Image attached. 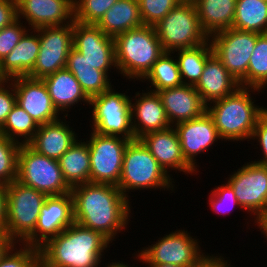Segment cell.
Here are the masks:
<instances>
[{
    "mask_svg": "<svg viewBox=\"0 0 267 267\" xmlns=\"http://www.w3.org/2000/svg\"><path fill=\"white\" fill-rule=\"evenodd\" d=\"M16 105V92L10 80L0 83V128L7 120L8 114Z\"/></svg>",
    "mask_w": 267,
    "mask_h": 267,
    "instance_id": "42",
    "label": "cell"
},
{
    "mask_svg": "<svg viewBox=\"0 0 267 267\" xmlns=\"http://www.w3.org/2000/svg\"><path fill=\"white\" fill-rule=\"evenodd\" d=\"M173 183L175 184L174 178L164 171L140 139L129 141L124 152L122 173L118 183L119 189L127 199L131 197L130 191L141 189H167L174 192Z\"/></svg>",
    "mask_w": 267,
    "mask_h": 267,
    "instance_id": "5",
    "label": "cell"
},
{
    "mask_svg": "<svg viewBox=\"0 0 267 267\" xmlns=\"http://www.w3.org/2000/svg\"><path fill=\"white\" fill-rule=\"evenodd\" d=\"M128 92L115 91L114 87L90 99L91 130L110 136L134 140L132 128L131 98Z\"/></svg>",
    "mask_w": 267,
    "mask_h": 267,
    "instance_id": "10",
    "label": "cell"
},
{
    "mask_svg": "<svg viewBox=\"0 0 267 267\" xmlns=\"http://www.w3.org/2000/svg\"><path fill=\"white\" fill-rule=\"evenodd\" d=\"M112 262L111 263H108L107 265L105 264V267H133L131 266L130 264L128 263H125L123 261H116V260H111ZM130 265V266H129Z\"/></svg>",
    "mask_w": 267,
    "mask_h": 267,
    "instance_id": "49",
    "label": "cell"
},
{
    "mask_svg": "<svg viewBox=\"0 0 267 267\" xmlns=\"http://www.w3.org/2000/svg\"><path fill=\"white\" fill-rule=\"evenodd\" d=\"M39 47V32L36 29H29L1 61L3 75L8 80L18 76H28L34 68Z\"/></svg>",
    "mask_w": 267,
    "mask_h": 267,
    "instance_id": "26",
    "label": "cell"
},
{
    "mask_svg": "<svg viewBox=\"0 0 267 267\" xmlns=\"http://www.w3.org/2000/svg\"><path fill=\"white\" fill-rule=\"evenodd\" d=\"M9 80L15 88L16 104L23 108L38 125H44L62 118L53 106L42 79L18 76Z\"/></svg>",
    "mask_w": 267,
    "mask_h": 267,
    "instance_id": "17",
    "label": "cell"
},
{
    "mask_svg": "<svg viewBox=\"0 0 267 267\" xmlns=\"http://www.w3.org/2000/svg\"><path fill=\"white\" fill-rule=\"evenodd\" d=\"M228 259L225 260L223 255L207 254L196 266L193 267H233L231 261L228 263Z\"/></svg>",
    "mask_w": 267,
    "mask_h": 267,
    "instance_id": "45",
    "label": "cell"
},
{
    "mask_svg": "<svg viewBox=\"0 0 267 267\" xmlns=\"http://www.w3.org/2000/svg\"><path fill=\"white\" fill-rule=\"evenodd\" d=\"M209 194V208H211V210L215 213L217 212L216 214L218 215H230V212L233 211L235 206H237L236 208H239L241 211L243 210L237 200L234 189L227 181H225L224 184L215 186Z\"/></svg>",
    "mask_w": 267,
    "mask_h": 267,
    "instance_id": "39",
    "label": "cell"
},
{
    "mask_svg": "<svg viewBox=\"0 0 267 267\" xmlns=\"http://www.w3.org/2000/svg\"><path fill=\"white\" fill-rule=\"evenodd\" d=\"M58 162L62 176L70 188L90 182V152L84 139L77 140Z\"/></svg>",
    "mask_w": 267,
    "mask_h": 267,
    "instance_id": "30",
    "label": "cell"
},
{
    "mask_svg": "<svg viewBox=\"0 0 267 267\" xmlns=\"http://www.w3.org/2000/svg\"><path fill=\"white\" fill-rule=\"evenodd\" d=\"M87 139L90 152V182L118 186L128 139L92 131Z\"/></svg>",
    "mask_w": 267,
    "mask_h": 267,
    "instance_id": "12",
    "label": "cell"
},
{
    "mask_svg": "<svg viewBox=\"0 0 267 267\" xmlns=\"http://www.w3.org/2000/svg\"><path fill=\"white\" fill-rule=\"evenodd\" d=\"M154 29L165 52L193 48L209 40L192 0H182Z\"/></svg>",
    "mask_w": 267,
    "mask_h": 267,
    "instance_id": "6",
    "label": "cell"
},
{
    "mask_svg": "<svg viewBox=\"0 0 267 267\" xmlns=\"http://www.w3.org/2000/svg\"><path fill=\"white\" fill-rule=\"evenodd\" d=\"M64 118V119H63ZM66 116L57 121L39 125L28 145L48 158L58 160L77 140L78 134L69 126Z\"/></svg>",
    "mask_w": 267,
    "mask_h": 267,
    "instance_id": "23",
    "label": "cell"
},
{
    "mask_svg": "<svg viewBox=\"0 0 267 267\" xmlns=\"http://www.w3.org/2000/svg\"><path fill=\"white\" fill-rule=\"evenodd\" d=\"M174 58L175 55L173 56L172 52H164L153 64L151 70L141 80V82H149L150 86L146 88L147 90L157 93L183 84L177 60Z\"/></svg>",
    "mask_w": 267,
    "mask_h": 267,
    "instance_id": "33",
    "label": "cell"
},
{
    "mask_svg": "<svg viewBox=\"0 0 267 267\" xmlns=\"http://www.w3.org/2000/svg\"><path fill=\"white\" fill-rule=\"evenodd\" d=\"M0 267H41L40 250L16 243L2 258Z\"/></svg>",
    "mask_w": 267,
    "mask_h": 267,
    "instance_id": "38",
    "label": "cell"
},
{
    "mask_svg": "<svg viewBox=\"0 0 267 267\" xmlns=\"http://www.w3.org/2000/svg\"><path fill=\"white\" fill-rule=\"evenodd\" d=\"M258 229L261 231V234L267 239V217H265L259 224ZM267 241V240H266Z\"/></svg>",
    "mask_w": 267,
    "mask_h": 267,
    "instance_id": "48",
    "label": "cell"
},
{
    "mask_svg": "<svg viewBox=\"0 0 267 267\" xmlns=\"http://www.w3.org/2000/svg\"><path fill=\"white\" fill-rule=\"evenodd\" d=\"M139 139L169 176H172L170 175L172 170H175V173L177 170L180 173L183 172L185 176L186 174L197 175L198 172L182 154L181 143L174 126L162 131L148 132Z\"/></svg>",
    "mask_w": 267,
    "mask_h": 267,
    "instance_id": "20",
    "label": "cell"
},
{
    "mask_svg": "<svg viewBox=\"0 0 267 267\" xmlns=\"http://www.w3.org/2000/svg\"><path fill=\"white\" fill-rule=\"evenodd\" d=\"M73 48L85 56L93 68L105 72L108 76L111 69L118 72L114 38L106 35L97 25L74 20Z\"/></svg>",
    "mask_w": 267,
    "mask_h": 267,
    "instance_id": "15",
    "label": "cell"
},
{
    "mask_svg": "<svg viewBox=\"0 0 267 267\" xmlns=\"http://www.w3.org/2000/svg\"><path fill=\"white\" fill-rule=\"evenodd\" d=\"M240 167L226 181L234 189L242 209L250 217L253 215L256 227L267 216V165L247 161Z\"/></svg>",
    "mask_w": 267,
    "mask_h": 267,
    "instance_id": "11",
    "label": "cell"
},
{
    "mask_svg": "<svg viewBox=\"0 0 267 267\" xmlns=\"http://www.w3.org/2000/svg\"><path fill=\"white\" fill-rule=\"evenodd\" d=\"M194 87L208 106L232 94L240 85L213 53L206 60L203 73Z\"/></svg>",
    "mask_w": 267,
    "mask_h": 267,
    "instance_id": "25",
    "label": "cell"
},
{
    "mask_svg": "<svg viewBox=\"0 0 267 267\" xmlns=\"http://www.w3.org/2000/svg\"><path fill=\"white\" fill-rule=\"evenodd\" d=\"M239 85L263 91L267 88V33L258 36L249 59L247 75Z\"/></svg>",
    "mask_w": 267,
    "mask_h": 267,
    "instance_id": "34",
    "label": "cell"
},
{
    "mask_svg": "<svg viewBox=\"0 0 267 267\" xmlns=\"http://www.w3.org/2000/svg\"><path fill=\"white\" fill-rule=\"evenodd\" d=\"M185 160L197 171L198 154L207 152L215 142L221 140L213 119L206 111L200 117L174 125Z\"/></svg>",
    "mask_w": 267,
    "mask_h": 267,
    "instance_id": "18",
    "label": "cell"
},
{
    "mask_svg": "<svg viewBox=\"0 0 267 267\" xmlns=\"http://www.w3.org/2000/svg\"><path fill=\"white\" fill-rule=\"evenodd\" d=\"M5 233L15 243H23L35 230L45 193L14 180L6 185Z\"/></svg>",
    "mask_w": 267,
    "mask_h": 267,
    "instance_id": "7",
    "label": "cell"
},
{
    "mask_svg": "<svg viewBox=\"0 0 267 267\" xmlns=\"http://www.w3.org/2000/svg\"><path fill=\"white\" fill-rule=\"evenodd\" d=\"M250 92L263 94L260 89L240 86L232 94L207 106L222 141H250L258 118L267 110L266 106L255 104L257 100Z\"/></svg>",
    "mask_w": 267,
    "mask_h": 267,
    "instance_id": "3",
    "label": "cell"
},
{
    "mask_svg": "<svg viewBox=\"0 0 267 267\" xmlns=\"http://www.w3.org/2000/svg\"><path fill=\"white\" fill-rule=\"evenodd\" d=\"M40 47L33 70L28 77L42 79L65 68L73 48V23L36 29Z\"/></svg>",
    "mask_w": 267,
    "mask_h": 267,
    "instance_id": "13",
    "label": "cell"
},
{
    "mask_svg": "<svg viewBox=\"0 0 267 267\" xmlns=\"http://www.w3.org/2000/svg\"><path fill=\"white\" fill-rule=\"evenodd\" d=\"M182 0H138L144 25L155 26Z\"/></svg>",
    "mask_w": 267,
    "mask_h": 267,
    "instance_id": "40",
    "label": "cell"
},
{
    "mask_svg": "<svg viewBox=\"0 0 267 267\" xmlns=\"http://www.w3.org/2000/svg\"><path fill=\"white\" fill-rule=\"evenodd\" d=\"M20 144L0 133V184L8 185L17 178Z\"/></svg>",
    "mask_w": 267,
    "mask_h": 267,
    "instance_id": "36",
    "label": "cell"
},
{
    "mask_svg": "<svg viewBox=\"0 0 267 267\" xmlns=\"http://www.w3.org/2000/svg\"><path fill=\"white\" fill-rule=\"evenodd\" d=\"M114 41L118 74L129 81H141L165 52L154 26L142 25L128 30L117 35Z\"/></svg>",
    "mask_w": 267,
    "mask_h": 267,
    "instance_id": "4",
    "label": "cell"
},
{
    "mask_svg": "<svg viewBox=\"0 0 267 267\" xmlns=\"http://www.w3.org/2000/svg\"><path fill=\"white\" fill-rule=\"evenodd\" d=\"M47 87L53 106L61 114L68 117L74 105L83 102L90 106V99L82 90L79 82L66 67L42 78ZM69 109V110H68ZM66 111V112H65ZM64 112V113H63Z\"/></svg>",
    "mask_w": 267,
    "mask_h": 267,
    "instance_id": "24",
    "label": "cell"
},
{
    "mask_svg": "<svg viewBox=\"0 0 267 267\" xmlns=\"http://www.w3.org/2000/svg\"><path fill=\"white\" fill-rule=\"evenodd\" d=\"M18 19L28 28L60 26L73 23V0H16ZM22 18V19H21Z\"/></svg>",
    "mask_w": 267,
    "mask_h": 267,
    "instance_id": "19",
    "label": "cell"
},
{
    "mask_svg": "<svg viewBox=\"0 0 267 267\" xmlns=\"http://www.w3.org/2000/svg\"><path fill=\"white\" fill-rule=\"evenodd\" d=\"M157 93L171 126L200 117L207 111V105L192 85L182 84Z\"/></svg>",
    "mask_w": 267,
    "mask_h": 267,
    "instance_id": "22",
    "label": "cell"
},
{
    "mask_svg": "<svg viewBox=\"0 0 267 267\" xmlns=\"http://www.w3.org/2000/svg\"><path fill=\"white\" fill-rule=\"evenodd\" d=\"M7 192L6 185L0 184V228L5 231Z\"/></svg>",
    "mask_w": 267,
    "mask_h": 267,
    "instance_id": "46",
    "label": "cell"
},
{
    "mask_svg": "<svg viewBox=\"0 0 267 267\" xmlns=\"http://www.w3.org/2000/svg\"><path fill=\"white\" fill-rule=\"evenodd\" d=\"M188 230L164 234L154 244L134 252L133 259L144 264H172L181 267L196 266L208 253L201 250L199 239L192 238ZM137 255H136V254Z\"/></svg>",
    "mask_w": 267,
    "mask_h": 267,
    "instance_id": "8",
    "label": "cell"
},
{
    "mask_svg": "<svg viewBox=\"0 0 267 267\" xmlns=\"http://www.w3.org/2000/svg\"><path fill=\"white\" fill-rule=\"evenodd\" d=\"M253 140L254 142L257 141L256 145L261 147L262 157L260 160L258 159L256 163L262 164V165H267V110L258 118L256 127L253 130V134L251 136L250 141Z\"/></svg>",
    "mask_w": 267,
    "mask_h": 267,
    "instance_id": "43",
    "label": "cell"
},
{
    "mask_svg": "<svg viewBox=\"0 0 267 267\" xmlns=\"http://www.w3.org/2000/svg\"><path fill=\"white\" fill-rule=\"evenodd\" d=\"M148 267H181L177 265H172V264H145Z\"/></svg>",
    "mask_w": 267,
    "mask_h": 267,
    "instance_id": "50",
    "label": "cell"
},
{
    "mask_svg": "<svg viewBox=\"0 0 267 267\" xmlns=\"http://www.w3.org/2000/svg\"><path fill=\"white\" fill-rule=\"evenodd\" d=\"M233 29L267 33V1L236 0Z\"/></svg>",
    "mask_w": 267,
    "mask_h": 267,
    "instance_id": "32",
    "label": "cell"
},
{
    "mask_svg": "<svg viewBox=\"0 0 267 267\" xmlns=\"http://www.w3.org/2000/svg\"><path fill=\"white\" fill-rule=\"evenodd\" d=\"M17 19L16 0H0V30Z\"/></svg>",
    "mask_w": 267,
    "mask_h": 267,
    "instance_id": "44",
    "label": "cell"
},
{
    "mask_svg": "<svg viewBox=\"0 0 267 267\" xmlns=\"http://www.w3.org/2000/svg\"><path fill=\"white\" fill-rule=\"evenodd\" d=\"M73 223L72 194L48 196L41 207L34 232L22 244L39 249Z\"/></svg>",
    "mask_w": 267,
    "mask_h": 267,
    "instance_id": "16",
    "label": "cell"
},
{
    "mask_svg": "<svg viewBox=\"0 0 267 267\" xmlns=\"http://www.w3.org/2000/svg\"><path fill=\"white\" fill-rule=\"evenodd\" d=\"M15 244L5 232L0 236V261Z\"/></svg>",
    "mask_w": 267,
    "mask_h": 267,
    "instance_id": "47",
    "label": "cell"
},
{
    "mask_svg": "<svg viewBox=\"0 0 267 267\" xmlns=\"http://www.w3.org/2000/svg\"><path fill=\"white\" fill-rule=\"evenodd\" d=\"M8 79L3 75V73L1 72V62H0V83L7 81Z\"/></svg>",
    "mask_w": 267,
    "mask_h": 267,
    "instance_id": "51",
    "label": "cell"
},
{
    "mask_svg": "<svg viewBox=\"0 0 267 267\" xmlns=\"http://www.w3.org/2000/svg\"><path fill=\"white\" fill-rule=\"evenodd\" d=\"M109 244L100 232L74 222L39 248L41 267H99Z\"/></svg>",
    "mask_w": 267,
    "mask_h": 267,
    "instance_id": "2",
    "label": "cell"
},
{
    "mask_svg": "<svg viewBox=\"0 0 267 267\" xmlns=\"http://www.w3.org/2000/svg\"><path fill=\"white\" fill-rule=\"evenodd\" d=\"M96 25L113 38L144 25L138 0H118Z\"/></svg>",
    "mask_w": 267,
    "mask_h": 267,
    "instance_id": "27",
    "label": "cell"
},
{
    "mask_svg": "<svg viewBox=\"0 0 267 267\" xmlns=\"http://www.w3.org/2000/svg\"><path fill=\"white\" fill-rule=\"evenodd\" d=\"M20 19L15 20L0 30V62L18 44L22 36L30 29Z\"/></svg>",
    "mask_w": 267,
    "mask_h": 267,
    "instance_id": "41",
    "label": "cell"
},
{
    "mask_svg": "<svg viewBox=\"0 0 267 267\" xmlns=\"http://www.w3.org/2000/svg\"><path fill=\"white\" fill-rule=\"evenodd\" d=\"M71 194L74 222L100 232L111 243L127 229L132 206L118 186L89 182L74 186Z\"/></svg>",
    "mask_w": 267,
    "mask_h": 267,
    "instance_id": "1",
    "label": "cell"
},
{
    "mask_svg": "<svg viewBox=\"0 0 267 267\" xmlns=\"http://www.w3.org/2000/svg\"><path fill=\"white\" fill-rule=\"evenodd\" d=\"M175 52L177 53L174 54ZM172 54L177 60L183 84L195 86L203 73L206 60L213 54V49L208 40L199 46L179 49Z\"/></svg>",
    "mask_w": 267,
    "mask_h": 267,
    "instance_id": "31",
    "label": "cell"
},
{
    "mask_svg": "<svg viewBox=\"0 0 267 267\" xmlns=\"http://www.w3.org/2000/svg\"><path fill=\"white\" fill-rule=\"evenodd\" d=\"M259 35L229 28L209 37L213 53L238 83L247 75L249 59Z\"/></svg>",
    "mask_w": 267,
    "mask_h": 267,
    "instance_id": "14",
    "label": "cell"
},
{
    "mask_svg": "<svg viewBox=\"0 0 267 267\" xmlns=\"http://www.w3.org/2000/svg\"><path fill=\"white\" fill-rule=\"evenodd\" d=\"M38 128L39 125L34 119L16 104L8 114L6 122L0 128V133L21 145L28 144Z\"/></svg>",
    "mask_w": 267,
    "mask_h": 267,
    "instance_id": "35",
    "label": "cell"
},
{
    "mask_svg": "<svg viewBox=\"0 0 267 267\" xmlns=\"http://www.w3.org/2000/svg\"><path fill=\"white\" fill-rule=\"evenodd\" d=\"M4 233V231L0 228V236Z\"/></svg>",
    "mask_w": 267,
    "mask_h": 267,
    "instance_id": "52",
    "label": "cell"
},
{
    "mask_svg": "<svg viewBox=\"0 0 267 267\" xmlns=\"http://www.w3.org/2000/svg\"><path fill=\"white\" fill-rule=\"evenodd\" d=\"M197 9L200 25L211 35L232 28L236 0H192Z\"/></svg>",
    "mask_w": 267,
    "mask_h": 267,
    "instance_id": "29",
    "label": "cell"
},
{
    "mask_svg": "<svg viewBox=\"0 0 267 267\" xmlns=\"http://www.w3.org/2000/svg\"><path fill=\"white\" fill-rule=\"evenodd\" d=\"M131 97V118L135 139L152 131H162L171 127L160 96L156 92L142 89ZM134 98V99H133Z\"/></svg>",
    "mask_w": 267,
    "mask_h": 267,
    "instance_id": "21",
    "label": "cell"
},
{
    "mask_svg": "<svg viewBox=\"0 0 267 267\" xmlns=\"http://www.w3.org/2000/svg\"><path fill=\"white\" fill-rule=\"evenodd\" d=\"M16 180L47 196L71 193V188L62 176L58 160L36 152L28 144L20 145Z\"/></svg>",
    "mask_w": 267,
    "mask_h": 267,
    "instance_id": "9",
    "label": "cell"
},
{
    "mask_svg": "<svg viewBox=\"0 0 267 267\" xmlns=\"http://www.w3.org/2000/svg\"><path fill=\"white\" fill-rule=\"evenodd\" d=\"M66 68L73 73L89 99L102 94L112 86L111 78L105 72L93 68L81 53L72 48L68 54Z\"/></svg>",
    "mask_w": 267,
    "mask_h": 267,
    "instance_id": "28",
    "label": "cell"
},
{
    "mask_svg": "<svg viewBox=\"0 0 267 267\" xmlns=\"http://www.w3.org/2000/svg\"><path fill=\"white\" fill-rule=\"evenodd\" d=\"M118 0H73L74 20L96 25Z\"/></svg>",
    "mask_w": 267,
    "mask_h": 267,
    "instance_id": "37",
    "label": "cell"
}]
</instances>
